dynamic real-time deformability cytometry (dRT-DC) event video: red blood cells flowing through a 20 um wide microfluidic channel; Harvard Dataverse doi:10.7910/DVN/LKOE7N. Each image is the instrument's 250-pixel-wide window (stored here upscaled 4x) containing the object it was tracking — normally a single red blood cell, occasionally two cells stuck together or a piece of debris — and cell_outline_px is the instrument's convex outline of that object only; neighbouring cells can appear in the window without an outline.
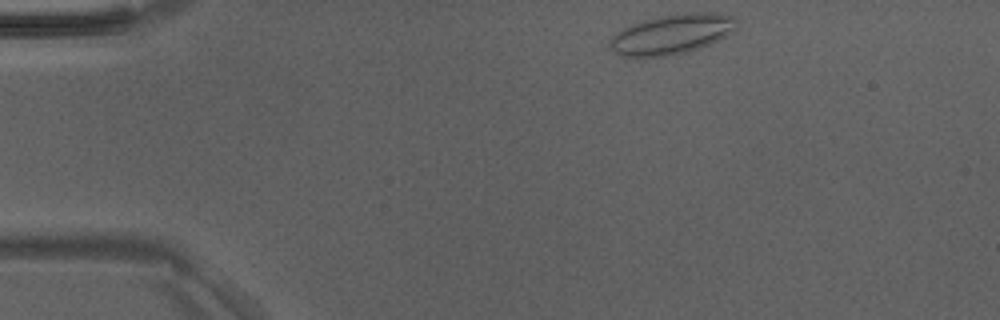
{"species": "Egyptian fruit bat (a non-hibernating species)", "species_latin": "Rousettus aegyptiacus", "temperature_condition": "room temperature", "stored_images_in_passage": 2, "camera_frame_rate_fps": 3000, "um_per_image_px": 0.085, "animal": {"sex": "male"}, "frame": {"image": 1, "passage_image": 1, "time_ms": 0.0, "image_size_px": [1000, 320], "cell_outline_px": [[736, 28], [724, 36], [700, 48], [688, 52], [668, 56], [620, 56], [612, 48], [608, 40], [616, 32], [624, 28], [644, 20], [660, 16], [688, 12], [708, 12], [732, 16], [736, 20]], "centroid_in_image_um": [57.09, 2.9], "position_along_channel_um": 27.9, "area_um2": 29.02}}